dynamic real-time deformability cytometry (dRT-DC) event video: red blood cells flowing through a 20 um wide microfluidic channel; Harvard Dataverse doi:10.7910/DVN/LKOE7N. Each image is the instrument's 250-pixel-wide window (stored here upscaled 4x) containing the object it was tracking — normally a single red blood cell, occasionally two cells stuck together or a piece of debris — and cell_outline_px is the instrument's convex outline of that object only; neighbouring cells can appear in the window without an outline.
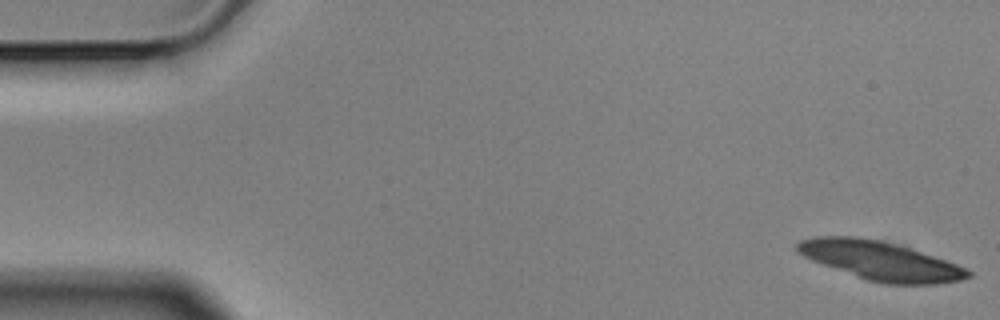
{"species": "Egyptian fruit bat (a non-hibernating species)", "species_latin": "Rousettus aegyptiacus", "temperature_condition": "cold", "stored_images_in_passage": 5, "camera_frame_rate_fps": 3000, "um_per_image_px": 0.085, "animal": {"sex": "male"}, "frame": {"image": 1, "passage_image": 1, "time_ms": 0.0, "image_size_px": [1000, 320], "cell_outline_px": [[972, 276], [960, 280], [936, 284], [884, 284], [868, 280], [812, 260], [796, 252], [796, 244], [800, 240], [812, 236], [856, 236], [880, 240], [896, 244], [956, 264], [972, 272]], "centroid_in_image_um": [74.79, 22.15], "position_along_channel_um": 10.2, "area_um2": 38.15}}